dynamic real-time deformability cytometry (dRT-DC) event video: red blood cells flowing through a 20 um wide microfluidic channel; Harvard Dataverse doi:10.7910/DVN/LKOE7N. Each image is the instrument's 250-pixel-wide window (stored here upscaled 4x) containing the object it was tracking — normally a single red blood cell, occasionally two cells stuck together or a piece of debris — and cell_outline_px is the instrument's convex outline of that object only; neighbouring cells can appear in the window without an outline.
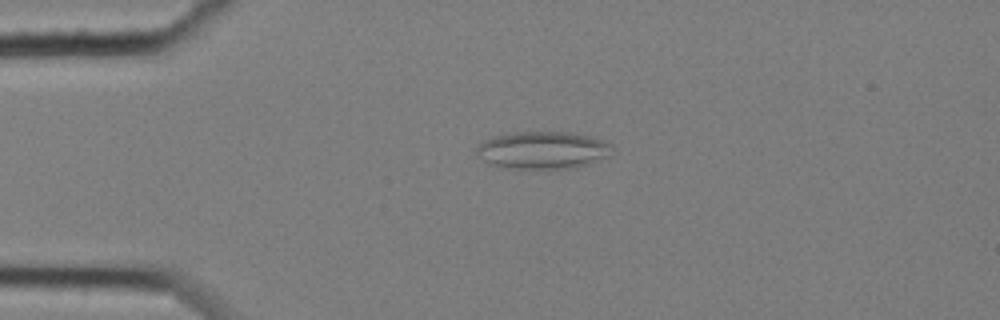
{"species": "common noctule bat (a hibernating species)", "species_latin": "Nyctalus noctula", "temperature_condition": "cold", "stored_images_in_passage": 46, "camera_frame_rate_fps": 3000, "um_per_image_px": 0.085, "animal": {"sex": "female", "body_mass_g": 25.1}, "frame": {"image": 1, "passage_image": 1, "time_ms": 0.0, "image_size_px": [1000, 320], "cell_outline_px": [[616, 148], [608, 156], [588, 164], [576, 168], [512, 168], [488, 164], [476, 156], [476, 148], [484, 140], [492, 136], [508, 132], [576, 132], [612, 144]], "centroid_in_image_um": [46.12, 12.75], "position_along_channel_um": 38.9, "area_um2": 29.88}}
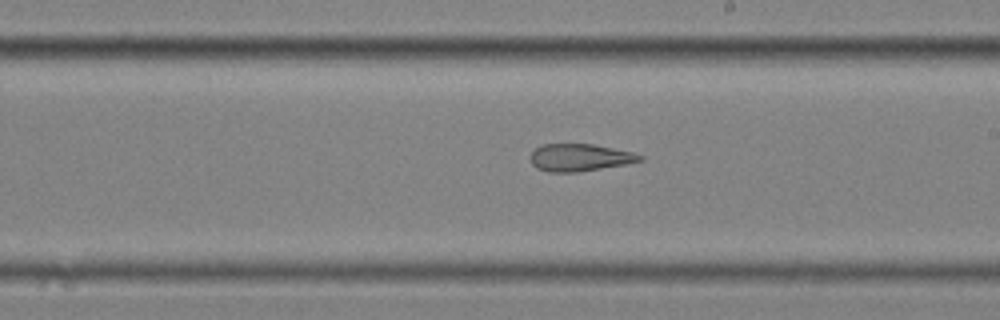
{"frame": {"image": 2, "passage_image": 21, "time_ms": 6.667, "image_size_px": [1000, 320], "cell_outline_px": [[644, 160], [624, 164], [576, 172], [548, 172], [536, 168], [532, 164], [532, 152], [536, 148], [544, 144], [592, 144], [632, 152], [644, 156]], "centroid_in_image_um": [49.28, 13.39], "position_along_channel_um": 239.7, "area_um2": 17.17}}
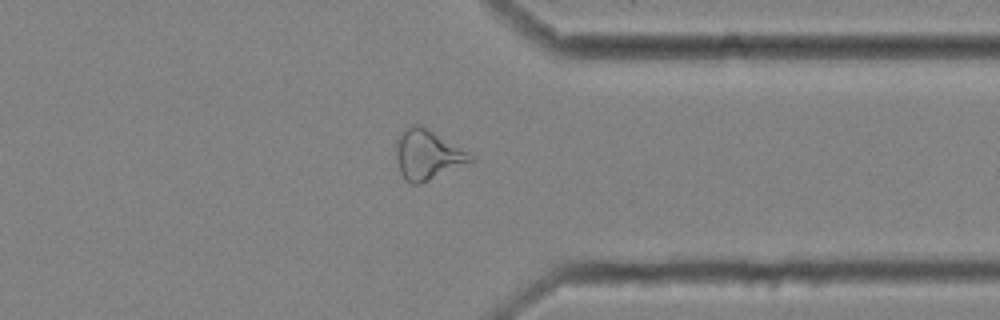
{"frame": {"image": 3, "passage_image": 33, "time_ms": 10.667, "image_size_px": [1000, 320], "cell_outline_px": [[472, 160], [420, 184], [412, 184], [404, 180], [400, 172], [396, 160], [396, 136], [404, 128], [412, 124], [420, 124], [472, 156]], "centroid_in_image_um": [36.21, 13.14], "position_along_channel_um": 375.2, "area_um2": 20.98}, "authors_computed_cell_mechanics": {"area_um2": 20.6924, "velocity_mm_per_s": 3.4597, "shape_relaxation_time_tau1_ms": null, "shape_relaxation_time_tau2_ms": 3.2819, "deformation_change_tau1": null, "deformation_change_tau2": 0.1376}}